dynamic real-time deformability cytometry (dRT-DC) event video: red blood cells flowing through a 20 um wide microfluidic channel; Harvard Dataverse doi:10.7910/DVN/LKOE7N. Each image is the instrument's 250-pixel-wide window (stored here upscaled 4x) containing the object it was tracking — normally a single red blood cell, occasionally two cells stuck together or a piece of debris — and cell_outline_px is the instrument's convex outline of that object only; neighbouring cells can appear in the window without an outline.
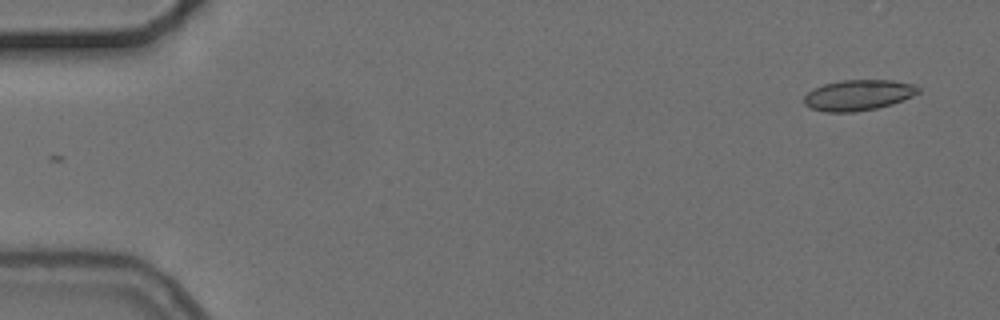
{"species": "common noctule bat (a hibernating species)", "species_latin": "Nyctalus noctula", "temperature_condition": "cold", "stored_images_in_passage": 2, "camera_frame_rate_fps": 3000, "um_per_image_px": 0.085, "animal": {"sex": "female", "body_mass_g": 24.6, "forearm_length_mm": 56.2}, "frame": {"image": 1, "passage_image": 2, "time_ms": 1.0, "image_size_px": [1000, 320], "cell_outline_px": [[920, 92], [912, 96], [892, 104], [876, 108], [856, 112], [824, 112], [812, 108], [804, 104], [804, 96], [808, 92], [824, 84], [840, 80], [892, 80], [912, 84], [920, 88]], "centroid_in_image_um": [72.95, 8.09], "position_along_channel_um": 12.0, "area_um2": 20.35}}